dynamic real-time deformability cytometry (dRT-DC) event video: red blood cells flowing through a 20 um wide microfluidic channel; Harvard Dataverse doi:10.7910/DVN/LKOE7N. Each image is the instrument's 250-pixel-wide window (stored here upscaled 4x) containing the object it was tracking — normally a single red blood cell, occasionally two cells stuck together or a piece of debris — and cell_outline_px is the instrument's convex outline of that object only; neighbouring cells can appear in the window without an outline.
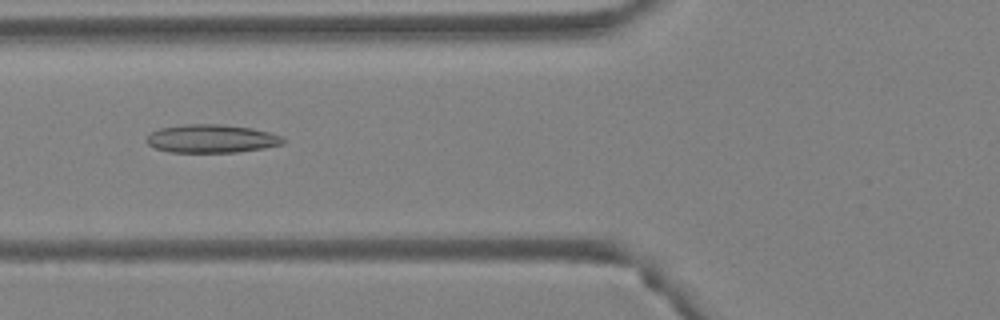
{"species": "Egyptian fruit bat (a non-hibernating species)", "species_latin": "Rousettus aegyptiacus", "temperature_condition": "warm", "stored_images_in_passage": 50, "camera_frame_rate_fps": 3000, "um_per_image_px": 0.085, "animal": {"sex": "female"}, "frame": {"image": 1, "passage_image": 20, "time_ms": 6.333, "image_size_px": [1000, 320], "cell_outline_px": [[284, 144], [264, 148], [236, 152], [168, 152], [156, 148], [148, 144], [144, 140], [152, 132], [160, 128], [180, 124], [224, 124], [252, 128], [268, 132], [280, 136], [284, 140]], "centroid_in_image_um": [17.95, 11.78], "position_along_channel_um": 107.8, "area_um2": 22.54}}
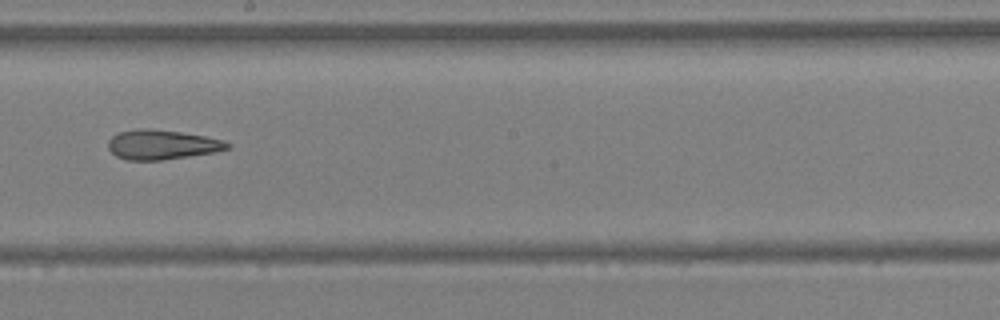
{"frame": {"image": 2, "passage_image": 29, "time_ms": 9.333, "image_size_px": [1000, 320], "cell_outline_px": [[232, 144], [228, 148], [216, 152], [160, 160], [128, 160], [116, 156], [108, 148], [108, 140], [112, 136], [120, 132], [140, 128], [148, 128], [180, 132], [204, 136], [224, 140]], "centroid_in_image_um": [13.76, 12.29], "position_along_channel_um": 234.4, "area_um2": 20.46}}
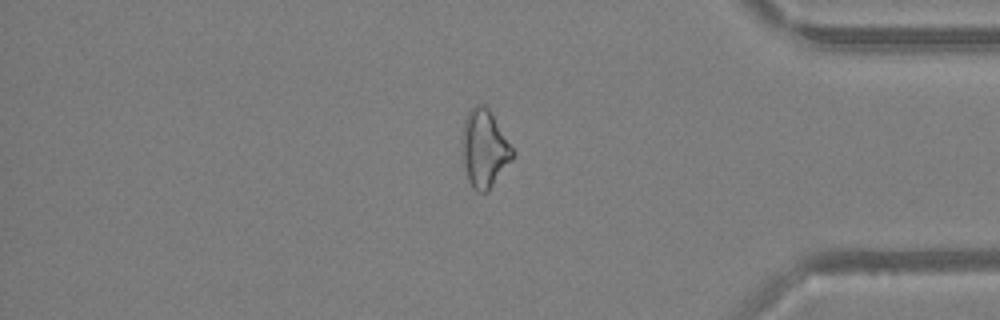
{"frame": {"image": 3, "passage_image": 42, "time_ms": 13.667, "image_size_px": [1000, 320], "cell_outline_px": [[516, 152], [512, 160], [488, 192], [476, 192], [472, 188], [468, 180], [460, 152], [460, 140], [464, 120], [468, 112], [476, 104], [484, 104], [492, 112]], "centroid_in_image_um": [41.16, 12.63], "position_along_channel_um": 394.0, "area_um2": 23.58}, "authors_computed_cell_mechanics": {"area_um2": 23.9581, "velocity_mm_per_s": 4.2238, "shape_relaxation_time_tau1_ms": null, "shape_relaxation_time_tau2_ms": 5.2724, "deformation_change_tau1": null, "deformation_change_tau2": 0.1634}}